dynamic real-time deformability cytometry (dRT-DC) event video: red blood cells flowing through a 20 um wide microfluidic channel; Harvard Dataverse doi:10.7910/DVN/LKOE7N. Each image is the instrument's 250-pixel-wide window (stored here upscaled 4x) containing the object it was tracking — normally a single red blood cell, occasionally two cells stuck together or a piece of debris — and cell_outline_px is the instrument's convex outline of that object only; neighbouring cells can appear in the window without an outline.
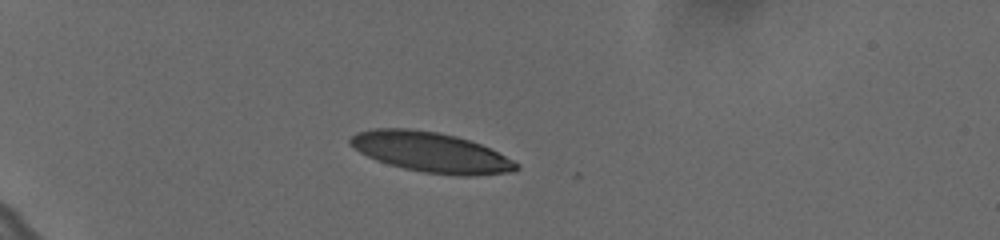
{"species": "human", "species_latin": "Homo sapiens", "temperature_condition": "cold", "stored_images_in_passage": 42, "camera_frame_rate_fps": 3000, "um_per_image_px": 0.085, "donor": {"sex": "female"}, "frame": {"image": 1, "passage_image": 1, "time_ms": 0.0, "image_size_px": [1000, 240], "cell_outline_px": [[520, 168], [512, 172], [468, 176], [460, 176], [424, 172], [404, 168], [388, 164], [376, 160], [360, 152], [348, 144], [348, 140], [356, 132], [372, 128], [408, 128], [436, 132], [456, 136], [480, 144], [520, 164]], "centroid_in_image_um": [36.59, 12.93], "position_along_channel_um": 48.4, "area_um2": 38.61}}
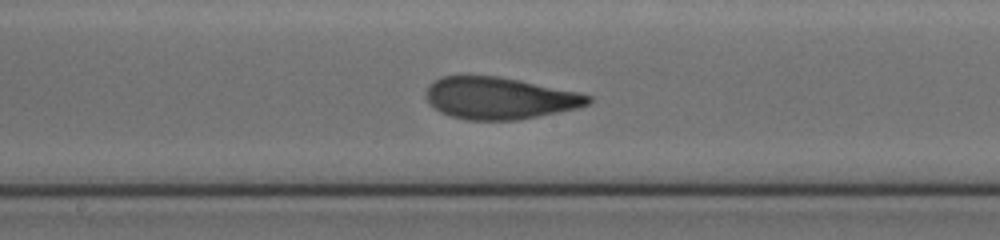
{"frame": {"image": 2, "passage_image": 18, "time_ms": 5.667, "image_size_px": [1000, 240], "cell_outline_px": [[592, 100], [588, 104], [576, 108], [516, 120], [468, 120], [448, 116], [440, 112], [428, 104], [424, 96], [428, 88], [436, 80], [444, 76], [496, 76], [520, 80], [580, 92], [592, 96]], "centroid_in_image_um": [42.44, 8.35], "position_along_channel_um": 205.8, "area_um2": 39.54}}
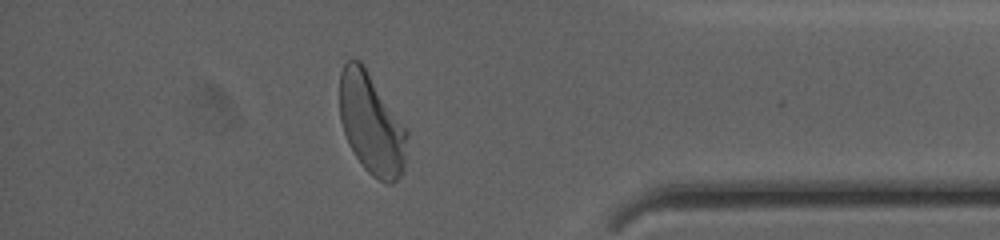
{"frame": {"image": 3, "passage_image": 36, "time_ms": 11.667, "image_size_px": [1000, 240], "cell_outline_px": [[408, 132], [404, 172], [392, 184], [384, 184], [372, 176], [364, 168], [348, 144], [340, 120], [340, 72], [344, 64], [348, 60], [360, 60], [364, 64], [408, 128]], "centroid_in_image_um": [31.6, 10.54], "position_along_channel_um": 403.6, "area_um2": 40.4}, "authors_computed_cell_mechanics": {"area_um2": 39.5641, "velocity_mm_per_s": 3.6046, "shape_relaxation_time_tau1_ms": 3.8651, "shape_relaxation_time_tau2_ms": 1.0173, "deformation_change_tau1": 0.171, "deformation_change_tau2": 0.0777}}